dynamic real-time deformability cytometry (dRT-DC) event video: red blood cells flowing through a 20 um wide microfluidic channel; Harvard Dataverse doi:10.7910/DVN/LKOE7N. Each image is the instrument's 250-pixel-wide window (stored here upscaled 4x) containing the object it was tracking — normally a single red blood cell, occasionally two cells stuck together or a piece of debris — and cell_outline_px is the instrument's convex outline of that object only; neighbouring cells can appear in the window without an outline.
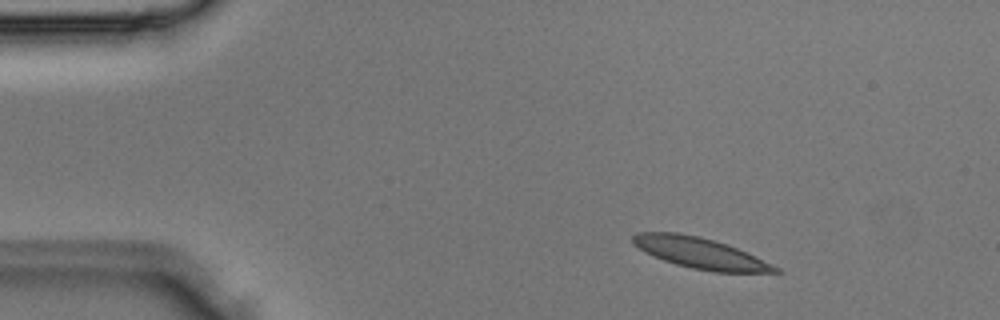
{"species": "Egyptian fruit bat (a non-hibernating species)", "species_latin": "Rousettus aegyptiacus", "temperature_condition": "room temperature", "stored_images_in_passage": 3, "camera_frame_rate_fps": 3000, "um_per_image_px": 0.085, "animal": {"sex": "male"}, "frame": {"image": 1, "passage_image": 1, "time_ms": 0.0, "image_size_px": [1000, 320], "cell_outline_px": [[784, 272], [712, 272], [692, 268], [676, 264], [664, 260], [644, 252], [632, 244], [632, 236], [636, 232], [676, 232], [700, 236], [736, 248], [780, 268]], "centroid_in_image_um": [59.45, 21.5], "position_along_channel_um": 25.5, "area_um2": 25.32}}
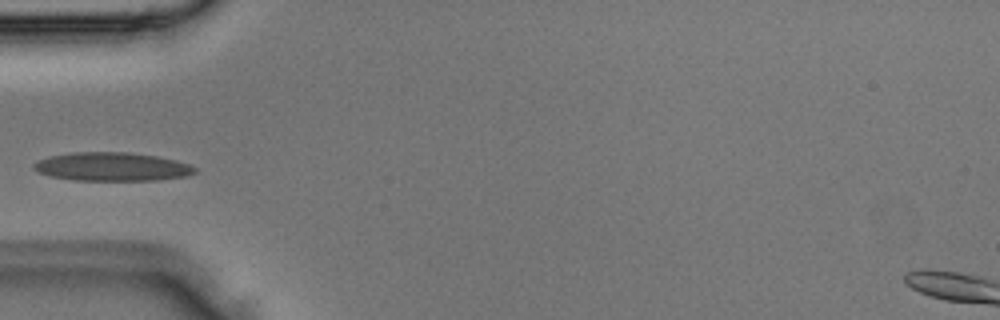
{"frame": {"image": 2, "passage_image": 3, "time_ms": 0.667, "image_size_px": [1000, 320], "cell_outline_px": [[196, 172], [188, 176], [160, 180], [76, 180], [52, 176], [40, 172], [32, 168], [32, 164], [48, 156], [68, 152], [128, 152], [156, 156], [176, 160], [188, 164], [196, 168]], "centroid_in_image_um": [9.54, 14.16], "position_along_channel_um": 75.5, "area_um2": 26.82}}